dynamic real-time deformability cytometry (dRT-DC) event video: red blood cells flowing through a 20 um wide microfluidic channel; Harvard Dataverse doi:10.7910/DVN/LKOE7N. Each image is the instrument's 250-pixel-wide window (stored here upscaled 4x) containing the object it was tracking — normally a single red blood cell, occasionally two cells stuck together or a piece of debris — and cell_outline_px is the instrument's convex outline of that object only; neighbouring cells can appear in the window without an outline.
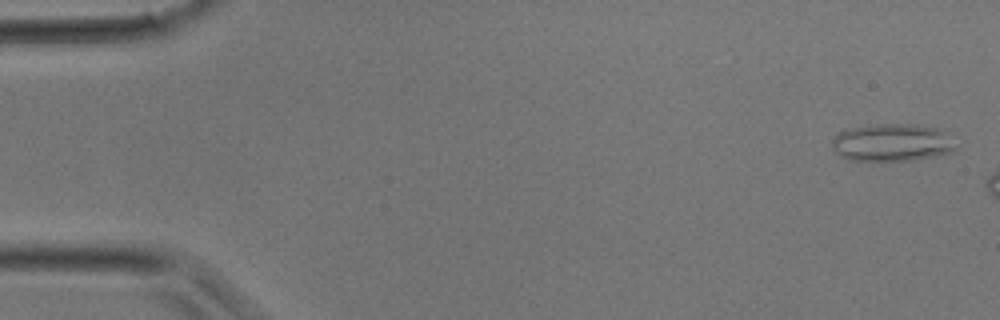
{"species": "common noctule bat (a hibernating species)", "species_latin": "Nyctalus noctula", "temperature_condition": "room temperature", "stored_images_in_passage": 7, "camera_frame_rate_fps": 3000, "um_per_image_px": 0.085, "animal": {"sex": "male", "body_mass_g": 17.9}, "frame": {"image": 1, "passage_image": 1, "time_ms": 0.0, "image_size_px": [1000, 320], "cell_outline_px": [[956, 148], [952, 152], [936, 156], [912, 160], [852, 160], [840, 156], [832, 148], [832, 140], [836, 132], [844, 128], [876, 124], [908, 124], [936, 128]], "centroid_in_image_um": [75.69, 12.12], "position_along_channel_um": 9.3, "area_um2": 26.7}}